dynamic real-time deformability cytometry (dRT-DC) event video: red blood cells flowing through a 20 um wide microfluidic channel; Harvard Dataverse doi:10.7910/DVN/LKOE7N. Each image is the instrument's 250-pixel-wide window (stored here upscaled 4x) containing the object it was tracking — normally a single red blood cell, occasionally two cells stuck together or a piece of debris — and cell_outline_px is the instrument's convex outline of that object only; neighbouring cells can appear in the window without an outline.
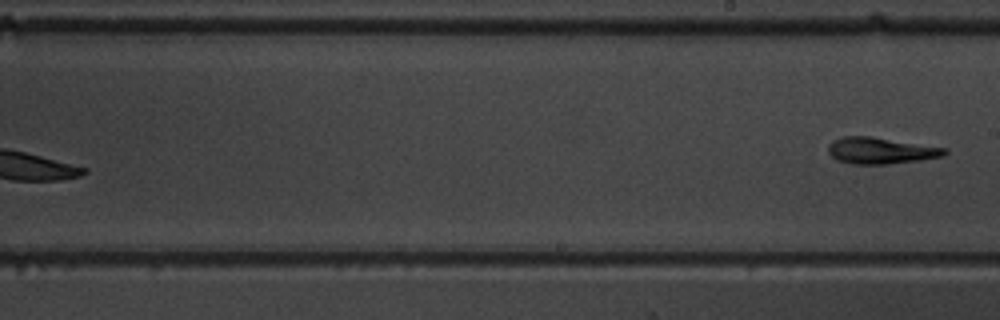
{"species": "common noctule bat (a hibernating species)", "species_latin": "Nyctalus noctula", "temperature_condition": "warm", "stored_images_in_passage": 8, "segment_of_instrument_passage": [2, 2], "camera_frame_rate_fps": 3000, "um_per_image_px": 0.085, "animal": {"sex": "male", "body_mass_g": 19.5, "forearm_length_mm": 54.6}, "frame": {"image": 1, "passage_image": 8, "time_ms": 9.0, "image_size_px": [1000, 320], "cell_outline_px": [[948, 152], [944, 156], [920, 160], [888, 164], [852, 164], [836, 160], [828, 152], [828, 144], [832, 140], [840, 136], [872, 136], [948, 148]], "centroid_in_image_um": [74.85, 12.79], "position_along_channel_um": 214.1, "area_um2": 18.21}}